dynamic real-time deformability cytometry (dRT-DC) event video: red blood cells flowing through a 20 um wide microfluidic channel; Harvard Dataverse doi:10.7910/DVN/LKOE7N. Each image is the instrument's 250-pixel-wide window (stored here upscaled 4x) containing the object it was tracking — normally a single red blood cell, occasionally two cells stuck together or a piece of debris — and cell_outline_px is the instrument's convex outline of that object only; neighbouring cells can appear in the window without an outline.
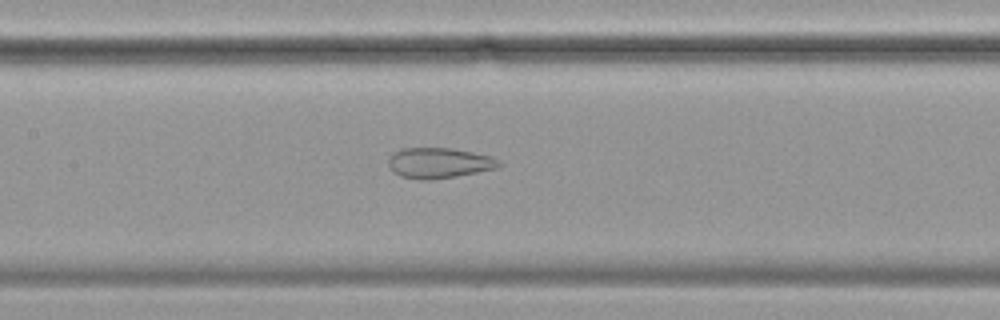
{"species": "common noctule bat (a hibernating species)", "species_latin": "Nyctalus noctula", "temperature_condition": "cold", "stored_images_in_passage": 52, "camera_frame_rate_fps": 3000, "um_per_image_px": 0.085, "animal": {"sex": "female", "body_mass_g": 19.9}, "frame": {"image": 1, "passage_image": 26, "time_ms": 8.333, "image_size_px": [1000, 320], "cell_outline_px": [[500, 164], [496, 168], [456, 176], [428, 180], [424, 180], [400, 176], [392, 172], [388, 164], [388, 160], [400, 148], [452, 148], [492, 156], [500, 160]], "centroid_in_image_um": [37.3, 13.85], "position_along_channel_um": 170.1, "area_um2": 19.48}}
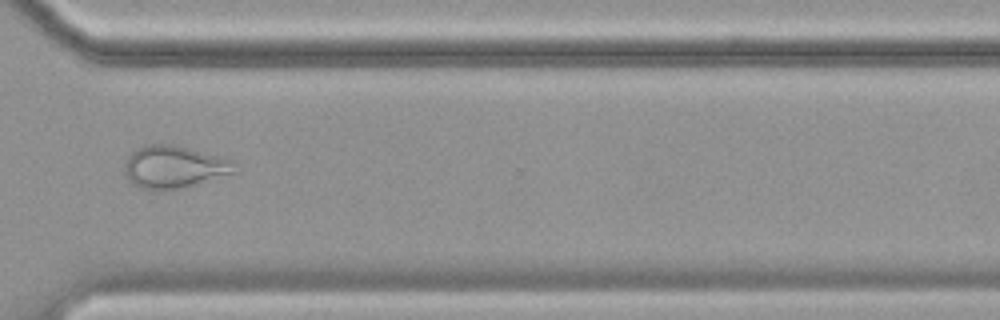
{"frame": {"image": 2, "passage_image": 42, "time_ms": 13.667, "image_size_px": [1000, 320], "cell_outline_px": [[236, 172], [184, 188], [156, 192], [140, 188], [132, 184], [128, 180], [124, 172], [124, 160], [132, 152], [148, 144], [172, 144], [224, 156], [236, 160]], "centroid_in_image_um": [14.81, 14.21], "position_along_channel_um": 355.8, "area_um2": 27.98}}
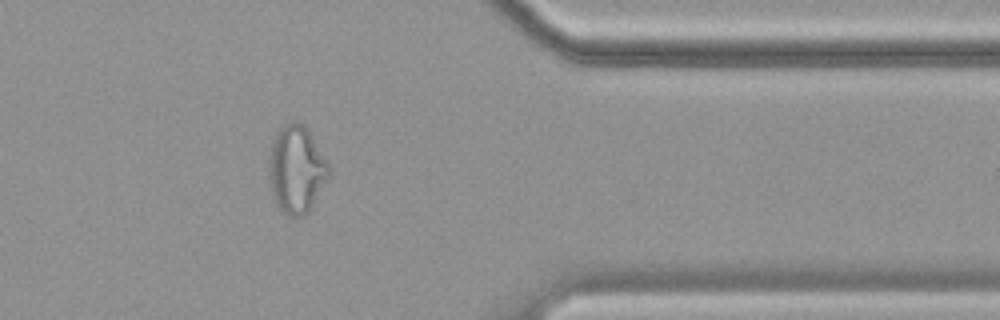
{"frame": {"image": 3, "passage_image": 46, "time_ms": 15.0, "image_size_px": [1000, 320], "cell_outline_px": [[332, 172], [308, 212], [304, 216], [288, 216], [276, 204], [272, 192], [268, 168], [268, 164], [272, 140], [280, 128], [284, 124], [304, 124], [328, 160], [332, 168]], "centroid_in_image_um": [25.22, 14.41], "position_along_channel_um": 386.2, "area_um2": 30.52}}